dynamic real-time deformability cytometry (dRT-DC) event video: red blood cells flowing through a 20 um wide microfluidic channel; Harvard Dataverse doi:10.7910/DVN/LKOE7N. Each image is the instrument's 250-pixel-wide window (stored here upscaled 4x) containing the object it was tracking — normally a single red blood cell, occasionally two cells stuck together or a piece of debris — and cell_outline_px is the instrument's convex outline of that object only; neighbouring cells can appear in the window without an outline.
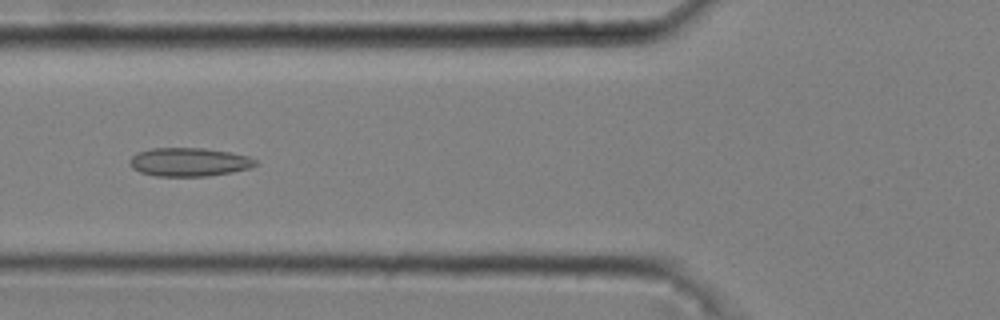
{"species": "common noctule bat (a hibernating species)", "species_latin": "Nyctalus noctula", "temperature_condition": "cold", "stored_images_in_passage": 39, "camera_frame_rate_fps": 3000, "um_per_image_px": 0.085, "animal": {"sex": "male", "body_mass_g": 20.4}, "frame": {"image": 1, "passage_image": 8, "time_ms": 2.333, "image_size_px": [1000, 320], "cell_outline_px": [[260, 164], [248, 168], [232, 172], [208, 176], [156, 176], [140, 172], [132, 168], [128, 164], [128, 160], [136, 152], [152, 148], [204, 148], [228, 152], [248, 156], [256, 160]], "centroid_in_image_um": [16.04, 13.77], "position_along_channel_um": 109.8, "area_um2": 21.04}}
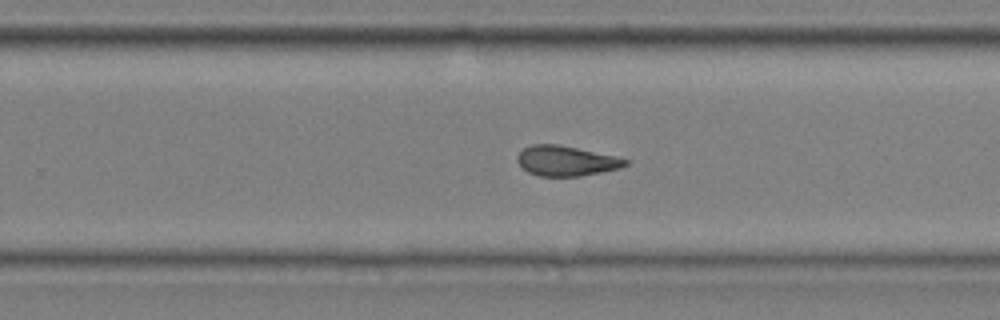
{"frame": {"image": 2, "passage_image": 22, "time_ms": 7.0, "image_size_px": [1000, 320], "cell_outline_px": [[628, 164], [620, 168], [580, 176], [540, 176], [528, 172], [516, 160], [516, 156], [524, 148], [532, 144], [556, 144], [616, 156], [628, 160]], "centroid_in_image_um": [48.11, 13.67], "position_along_channel_um": 281.7, "area_um2": 18.73}}
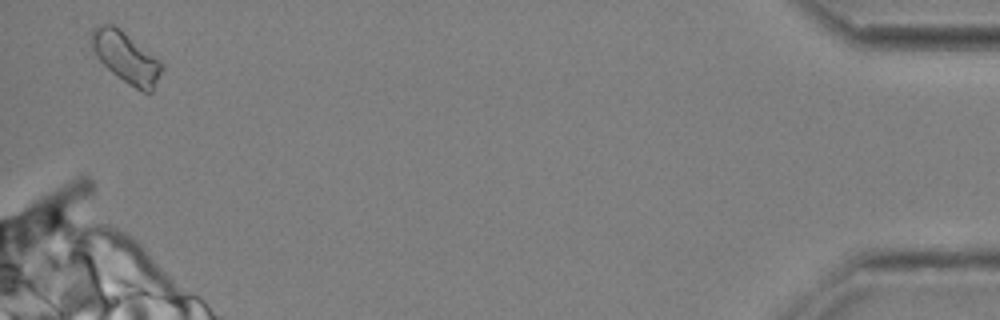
{"frame": {"image": 3, "passage_image": 39, "time_ms": 12.667, "image_size_px": [1000, 320], "cell_outline_px": [[164, 68], [152, 92], [144, 92], [128, 84], [116, 76], [96, 56], [92, 48], [92, 32], [96, 28], [104, 24], [112, 24], [120, 28], [160, 60], [164, 64]], "centroid_in_image_um": [10.76, 4.9], "position_along_channel_um": 424.4, "area_um2": 20.63}, "authors_computed_cell_mechanics": {"area_um2": 19.1318, "velocity_mm_per_s": 3.6854, "shape_relaxation_time_tau1_ms": null, "shape_relaxation_time_tau2_ms": 2.7113, "deformation_change_tau1": null, "deformation_change_tau2": 0.1065}}